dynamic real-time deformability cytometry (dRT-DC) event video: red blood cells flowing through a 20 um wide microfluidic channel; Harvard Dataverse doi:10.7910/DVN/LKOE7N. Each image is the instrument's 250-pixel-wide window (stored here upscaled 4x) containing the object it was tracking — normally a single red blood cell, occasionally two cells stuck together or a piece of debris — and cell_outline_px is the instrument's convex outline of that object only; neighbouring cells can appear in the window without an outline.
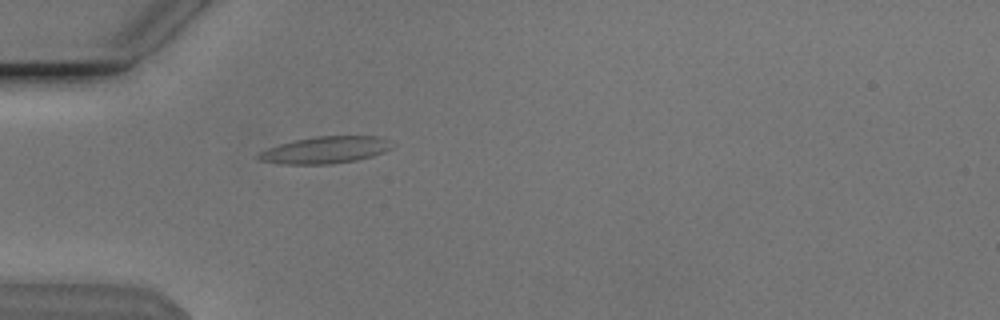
{"species": "Egyptian fruit bat (a non-hibernating species)", "species_latin": "Rousettus aegyptiacus", "temperature_condition": "cold", "stored_images_in_passage": 41, "camera_frame_rate_fps": 3000, "um_per_image_px": 0.085, "animal": {"sex": "male"}, "frame": {"image": 1, "passage_image": 3, "time_ms": 0.667, "image_size_px": [1000, 320], "cell_outline_px": [[392, 148], [384, 152], [372, 156], [356, 160], [332, 164], [280, 164], [256, 160], [256, 156], [260, 152], [268, 148], [280, 144], [296, 140], [316, 136], [380, 136], [388, 140]], "centroid_in_image_um": [27.63, 12.75], "position_along_channel_um": 57.4, "area_um2": 20.92}}
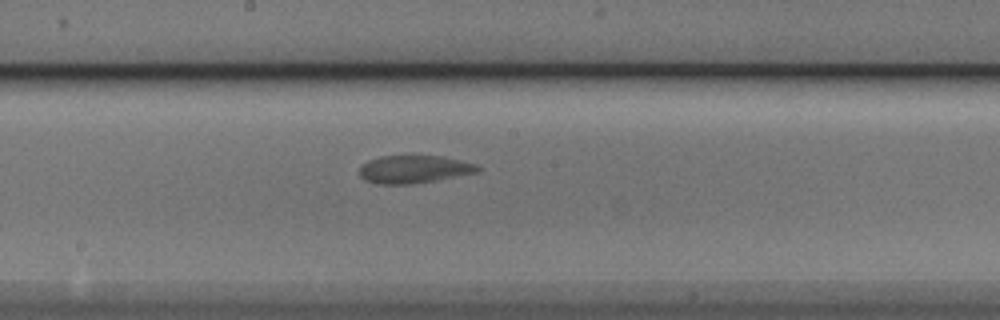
{"frame": {"image": 2, "passage_image": 16, "time_ms": 5.0, "image_size_px": [1000, 320], "cell_outline_px": [[480, 172], [408, 184], [380, 184], [364, 180], [360, 176], [360, 164], [368, 160], [380, 156], [444, 156], [480, 164]], "centroid_in_image_um": [35.2, 14.37], "position_along_channel_um": 213.0, "area_um2": 19.19}}
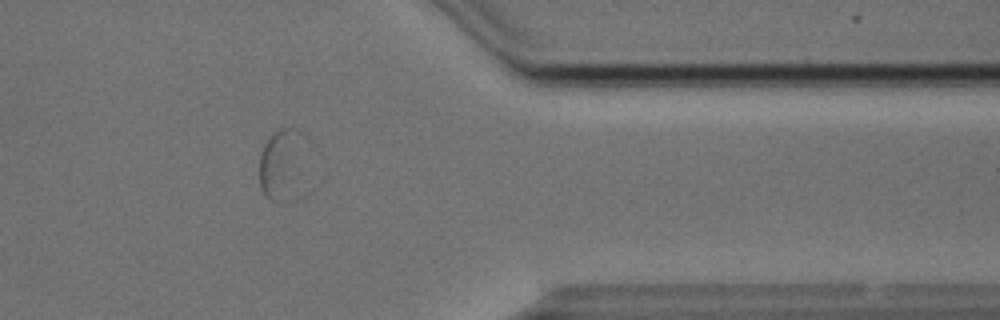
{"frame": {"image": 3, "passage_image": 31, "time_ms": 10.0, "image_size_px": [1000, 320], "cell_outline_px": [[308, 140], [304, 196], [296, 200], [272, 200], [264, 196], [260, 188], [260, 152], [264, 144], [280, 128], [296, 128], [304, 132], [308, 136]], "centroid_in_image_um": [24.16, 14.03], "position_along_channel_um": 387.2, "area_um2": 21.79}}